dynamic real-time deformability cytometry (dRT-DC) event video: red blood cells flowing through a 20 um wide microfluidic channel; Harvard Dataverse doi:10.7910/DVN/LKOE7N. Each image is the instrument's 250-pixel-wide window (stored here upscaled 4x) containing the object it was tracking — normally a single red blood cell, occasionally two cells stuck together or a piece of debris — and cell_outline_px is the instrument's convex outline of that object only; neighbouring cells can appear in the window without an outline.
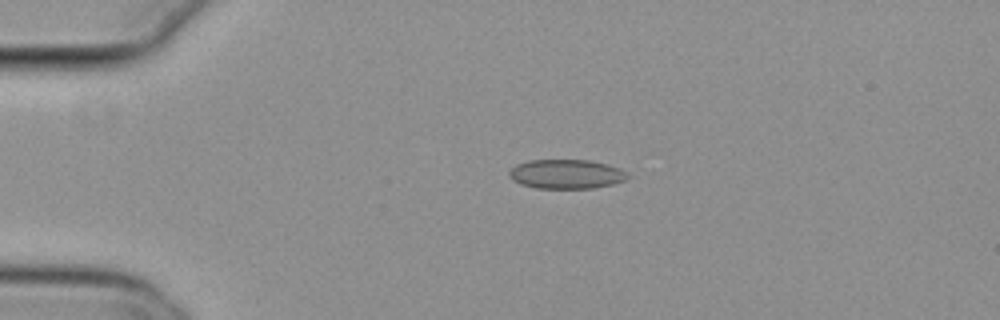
{"species": "common noctule bat (a hibernating species)", "species_latin": "Nyctalus noctula", "temperature_condition": "cold", "stored_images_in_passage": 43, "camera_frame_rate_fps": 3000, "um_per_image_px": 0.085, "animal": {"sex": "female", "body_mass_g": 29.2, "forearm_length_mm": 56.3}, "frame": {"image": 1, "passage_image": 1, "time_ms": 0.0, "image_size_px": [1000, 320], "cell_outline_px": [[632, 176], [624, 180], [612, 184], [592, 188], [536, 188], [520, 184], [512, 180], [508, 176], [508, 172], [516, 164], [528, 160], [588, 160], [608, 164], [620, 168], [628, 172]], "centroid_in_image_um": [48.14, 14.79], "position_along_channel_um": 36.9, "area_um2": 20.4}}
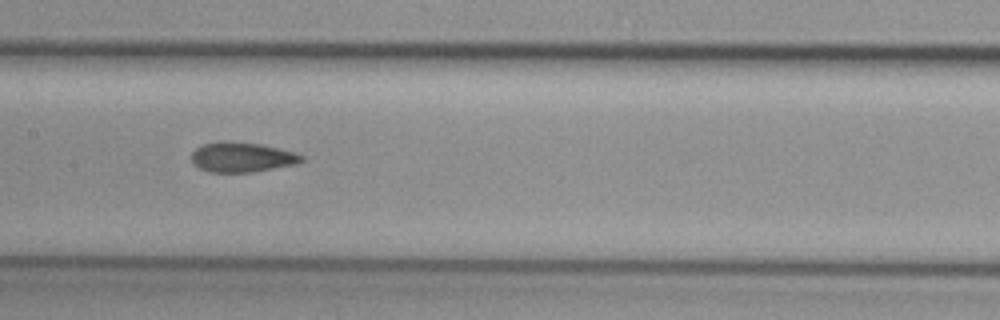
{"frame": {"image": 2, "passage_image": 16, "time_ms": 5.0, "image_size_px": [1000, 320], "cell_outline_px": [[304, 160], [296, 164], [252, 172], [208, 172], [192, 164], [192, 152], [196, 148], [204, 144], [260, 144], [296, 152], [304, 156]], "centroid_in_image_um": [20.61, 13.41], "position_along_channel_um": 186.8, "area_um2": 18.44}}
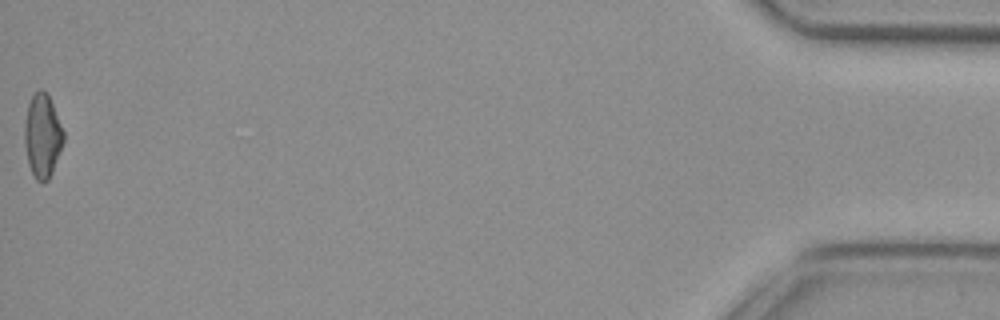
{"frame": {"image": 3, "passage_image": 43, "time_ms": 14.0, "image_size_px": [1000, 320], "cell_outline_px": [[64, 140], [52, 172], [48, 180], [36, 180], [28, 164], [24, 144], [24, 124], [28, 104], [32, 96], [40, 88], [48, 92], [64, 132]], "centroid_in_image_um": [3.6, 11.5], "position_along_channel_um": 431.6, "area_um2": 18.96}, "authors_computed_cell_mechanics": {"area_um2": 19.1318, "velocity_mm_per_s": 3.8267, "shape_relaxation_time_tau1_ms": null, "shape_relaxation_time_tau2_ms": 3.0109, "deformation_change_tau1": null, "deformation_change_tau2": 0.0698}}